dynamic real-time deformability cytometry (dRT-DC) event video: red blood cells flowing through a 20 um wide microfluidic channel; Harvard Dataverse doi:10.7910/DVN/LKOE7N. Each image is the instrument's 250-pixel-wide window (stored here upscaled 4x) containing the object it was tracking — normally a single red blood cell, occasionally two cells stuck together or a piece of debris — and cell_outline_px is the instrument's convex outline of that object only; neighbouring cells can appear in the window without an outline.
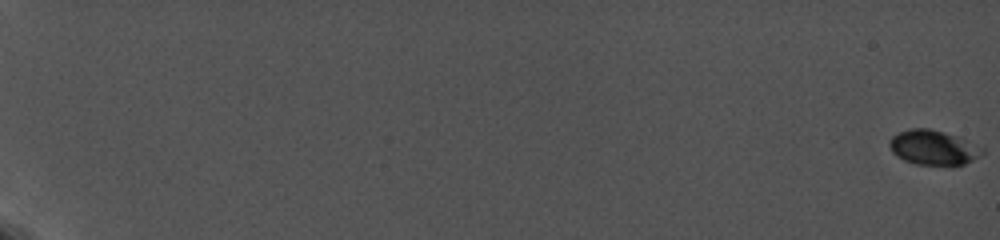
{"species": "common noctule bat (a hibernating species)", "species_latin": "Nyctalus noctula", "temperature_condition": "cold", "stored_images_in_passage": 113, "camera_frame_rate_fps": 5000, "um_per_image_px": 0.085, "animal": {"sex": "female", "body_mass_g": 19.0, "forearm_length_mm": 56.7}, "frame": {"image": 1, "passage_image": 1, "time_ms": 0.0, "image_size_px": [1000, 240], "cell_outline_px": [[984, 152], [972, 160], [964, 164], [916, 164], [904, 160], [896, 156], [892, 152], [888, 144], [888, 140], [892, 136], [900, 132], [912, 128], [928, 128], [944, 132], [956, 136], [984, 148]], "centroid_in_image_um": [79.28, 12.53], "position_along_channel_um": 5.7, "area_um2": 18.5}}
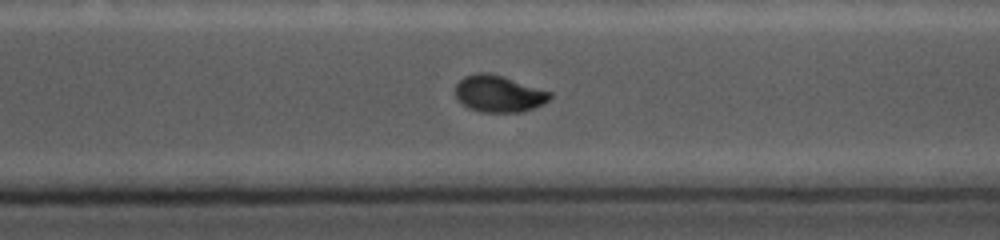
{"frame": {"image": 2, "passage_image": 92, "time_ms": 15.8, "image_size_px": [1000, 240], "cell_outline_px": [[552, 96], [544, 104], [520, 112], [480, 112], [468, 108], [456, 100], [456, 84], [464, 76], [476, 72], [488, 72], [504, 76], [552, 92]], "centroid_in_image_um": [42.38, 7.96], "position_along_channel_um": 328.2, "area_um2": 20.46}}
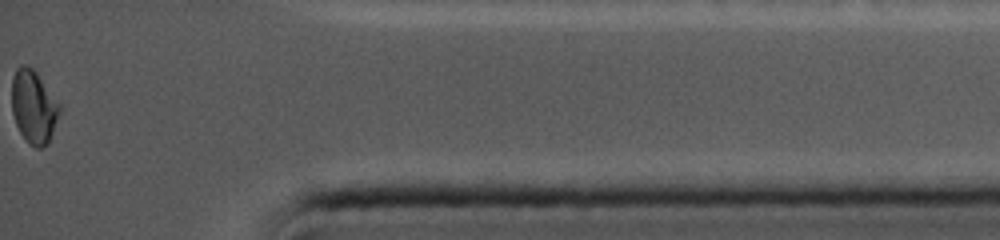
{"frame": {"image": 3, "passage_image": 113, "time_ms": 19.0, "image_size_px": [1000, 240], "cell_outline_px": [[64, 108], [48, 144], [40, 148], [36, 148], [28, 144], [20, 132], [16, 124], [12, 112], [12, 76], [16, 68], [20, 64], [28, 64], [36, 72]], "centroid_in_image_um": [2.9, 9.08], "position_along_channel_um": 432.3, "area_um2": 20.98}, "authors_computed_cell_mechanics": {"area_um2": 20.0566, "velocity_mm_per_s": 3.7402, "shape_relaxation_time_tau1_ms": 5.6917, "shape_relaxation_time_tau2_ms": 1.3554, "deformation_change_tau1": 0.1831, "deformation_change_tau2": 0.0302}}